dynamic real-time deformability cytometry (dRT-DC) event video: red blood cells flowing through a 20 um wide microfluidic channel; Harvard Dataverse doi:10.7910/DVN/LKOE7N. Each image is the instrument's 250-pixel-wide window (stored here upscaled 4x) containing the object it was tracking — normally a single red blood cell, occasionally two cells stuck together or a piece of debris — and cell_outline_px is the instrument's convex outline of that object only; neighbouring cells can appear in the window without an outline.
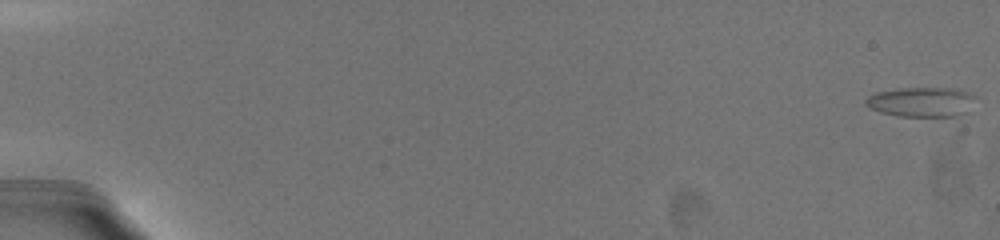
{"species": "common noctule bat (a hibernating species)", "species_latin": "Nyctalus noctula", "temperature_condition": "warm", "stored_images_in_passage": 38, "camera_frame_rate_fps": 3000, "um_per_image_px": 0.085, "animal": {"sex": "female", "body_mass_g": 19.5, "forearm_length_mm": 54.1}, "frame": {"image": 1, "passage_image": 1, "time_ms": 0.0, "image_size_px": [1000, 240], "cell_outline_px": [[976, 96], [968, 112], [952, 116], [900, 116], [880, 112], [864, 104], [864, 100], [868, 96], [876, 92], [900, 88], [952, 88], [968, 92]], "centroid_in_image_um": [78.31, 8.66], "position_along_channel_um": 6.7, "area_um2": 18.96}}
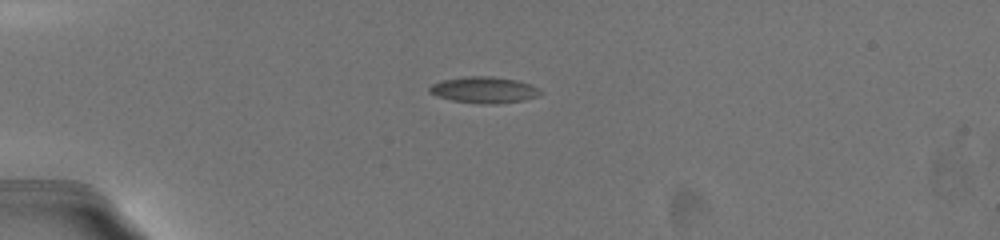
{"frame": {"image": 2, "passage_image": 32, "time_ms": 5.667, "image_size_px": [1000, 240], "cell_outline_px": [[544, 92], [536, 96], [524, 100], [496, 104], [480, 104], [452, 100], [436, 96], [428, 92], [428, 88], [432, 84], [440, 80], [464, 76], [492, 76], [516, 80], [540, 88]], "centroid_in_image_um": [41.11, 7.64], "position_along_channel_um": 43.9, "area_um2": 17.17}}